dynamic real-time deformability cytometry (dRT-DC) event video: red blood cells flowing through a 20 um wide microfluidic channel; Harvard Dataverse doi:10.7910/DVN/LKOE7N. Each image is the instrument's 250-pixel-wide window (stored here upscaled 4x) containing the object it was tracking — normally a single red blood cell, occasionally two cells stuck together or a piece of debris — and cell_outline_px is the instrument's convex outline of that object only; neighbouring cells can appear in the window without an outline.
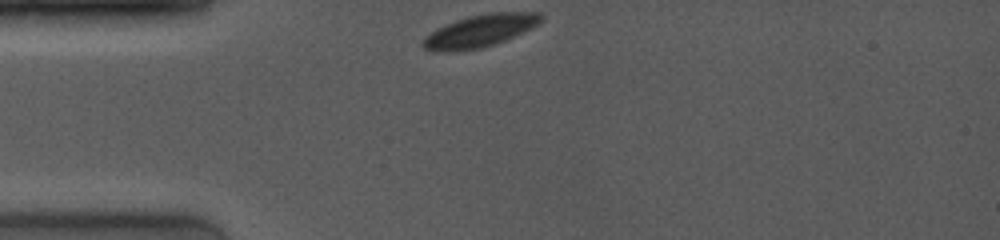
{"species": "common noctule bat (a hibernating species)", "species_latin": "Nyctalus noctula", "temperature_condition": "room temperature", "stored_images_in_passage": 27, "camera_frame_rate_fps": 4000, "um_per_image_px": 0.085, "animal": {"sex": "female", "body_mass_g": 19.0, "forearm_length_mm": 53.3}, "frame": {"image": 1, "passage_image": 1, "time_ms": 0.0, "image_size_px": [1000, 240], "cell_outline_px": [[544, 20], [540, 24], [524, 32], [496, 44], [480, 48], [456, 52], [432, 52], [424, 48], [420, 44], [420, 40], [436, 28], [456, 20], [468, 16], [496, 12], [540, 12], [544, 16]], "centroid_in_image_um": [40.79, 2.64], "position_along_channel_um": 44.2, "area_um2": 22.77}}
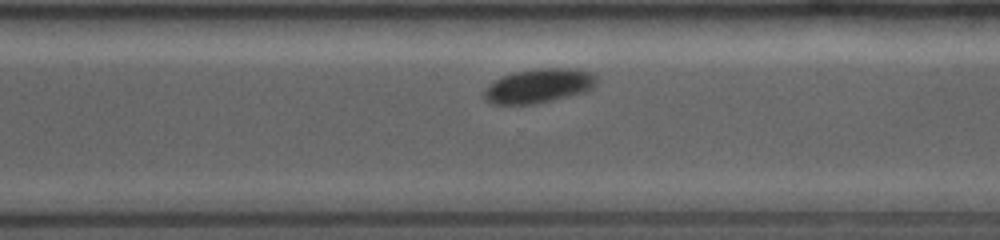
{"frame": {"image": 2, "passage_image": 21, "time_ms": 7.75, "image_size_px": [1000, 240], "cell_outline_px": [[596, 84], [592, 88], [584, 92], [532, 104], [492, 104], [484, 100], [484, 88], [488, 84], [504, 76], [516, 72], [540, 68], [568, 68], [592, 72], [596, 76]], "centroid_in_image_um": [45.77, 7.29], "position_along_channel_um": 324.8, "area_um2": 22.14}}
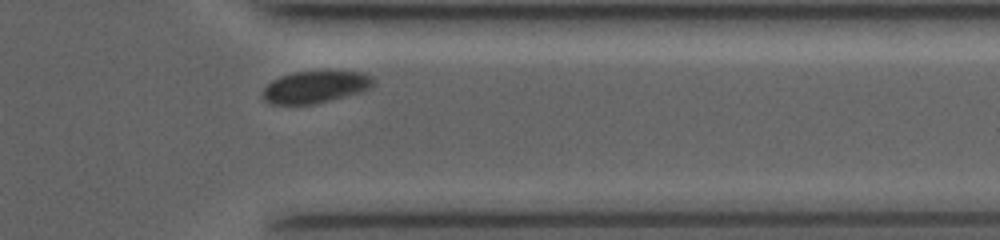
{"frame": {"image": 3, "passage_image": 25, "time_ms": 9.25, "image_size_px": [1000, 240], "cell_outline_px": [[376, 84], [372, 88], [364, 92], [316, 104], [268, 104], [260, 96], [264, 88], [272, 80], [280, 76], [292, 72], [364, 72], [372, 76], [376, 80]], "centroid_in_image_um": [26.84, 7.41], "position_along_channel_um": 384.6, "area_um2": 21.1}}